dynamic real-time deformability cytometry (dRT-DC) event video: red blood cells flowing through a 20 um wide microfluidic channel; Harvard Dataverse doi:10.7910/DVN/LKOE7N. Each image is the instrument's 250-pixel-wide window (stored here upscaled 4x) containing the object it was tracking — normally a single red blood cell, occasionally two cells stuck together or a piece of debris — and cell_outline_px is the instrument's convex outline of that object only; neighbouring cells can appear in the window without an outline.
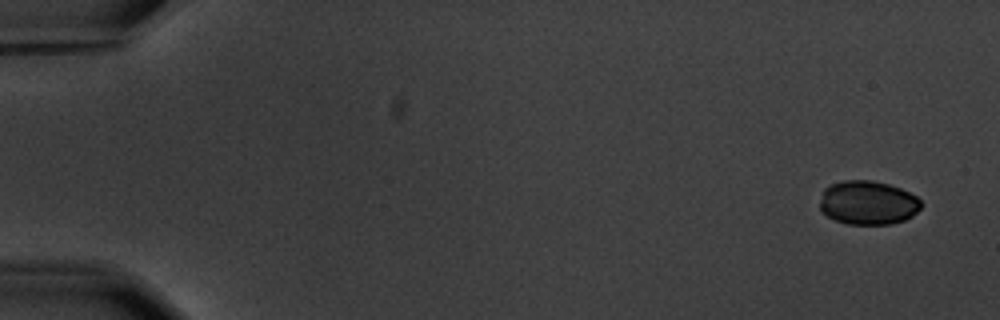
{"species": "common noctule bat (a hibernating species)", "species_latin": "Nyctalus noctula", "temperature_condition": "warm", "stored_images_in_passage": 5, "camera_frame_rate_fps": 3000, "um_per_image_px": 0.085, "animal": {"sex": "male", "body_mass_g": 20.1, "forearm_length_mm": 53.5}, "frame": {"image": 1, "passage_image": 1, "time_ms": 0.0, "image_size_px": [1000, 320], "cell_outline_px": [[920, 208], [912, 216], [904, 220], [892, 224], [848, 224], [836, 220], [828, 216], [820, 208], [820, 200], [824, 188], [832, 184], [844, 180], [872, 180], [888, 184], [900, 188], [916, 196], [920, 200]], "centroid_in_image_um": [73.77, 17.23], "position_along_channel_um": 11.2, "area_um2": 25.78}}
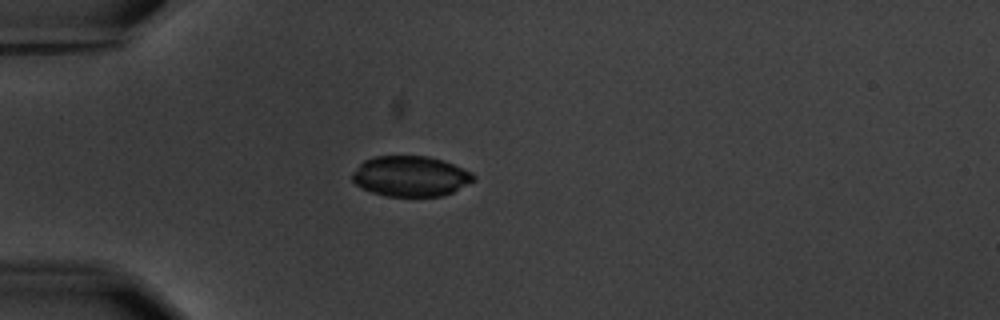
{"frame": {"image": 2, "passage_image": 5, "time_ms": 4.667, "image_size_px": [1000, 320], "cell_outline_px": [[476, 180], [452, 192], [440, 196], [388, 196], [372, 192], [356, 184], [352, 180], [352, 172], [364, 160], [376, 156], [428, 156], [444, 160], [472, 172], [476, 176]], "centroid_in_image_um": [34.92, 14.97], "position_along_channel_um": 50.1, "area_um2": 28.55}}